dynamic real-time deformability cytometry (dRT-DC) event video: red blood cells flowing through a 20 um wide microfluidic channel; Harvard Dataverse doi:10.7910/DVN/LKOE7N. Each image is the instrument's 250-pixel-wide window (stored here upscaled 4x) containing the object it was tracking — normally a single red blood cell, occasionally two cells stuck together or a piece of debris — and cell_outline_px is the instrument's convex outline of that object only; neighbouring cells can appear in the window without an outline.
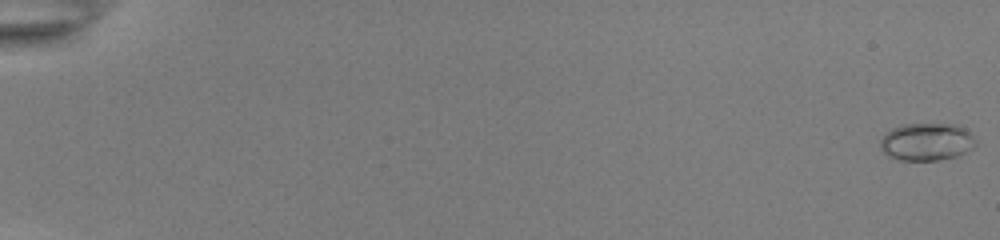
{"species": "common noctule bat (a hibernating species)", "species_latin": "Nyctalus noctula", "temperature_condition": "room temperature", "stored_images_in_passage": 16, "camera_frame_rate_fps": 3000, "um_per_image_px": 0.085, "animal": {"sex": "female", "body_mass_g": 22.0, "forearm_length_mm": 56.7}, "frame": {"image": 1, "passage_image": 1, "time_ms": 0.0, "image_size_px": [1000, 240], "cell_outline_px": [[976, 144], [972, 148], [956, 156], [940, 160], [900, 160], [888, 156], [880, 148], [880, 140], [892, 128], [904, 124], [956, 124], [968, 128], [976, 140]], "centroid_in_image_um": [78.8, 12.04], "position_along_channel_um": 6.2, "area_um2": 20.98}}